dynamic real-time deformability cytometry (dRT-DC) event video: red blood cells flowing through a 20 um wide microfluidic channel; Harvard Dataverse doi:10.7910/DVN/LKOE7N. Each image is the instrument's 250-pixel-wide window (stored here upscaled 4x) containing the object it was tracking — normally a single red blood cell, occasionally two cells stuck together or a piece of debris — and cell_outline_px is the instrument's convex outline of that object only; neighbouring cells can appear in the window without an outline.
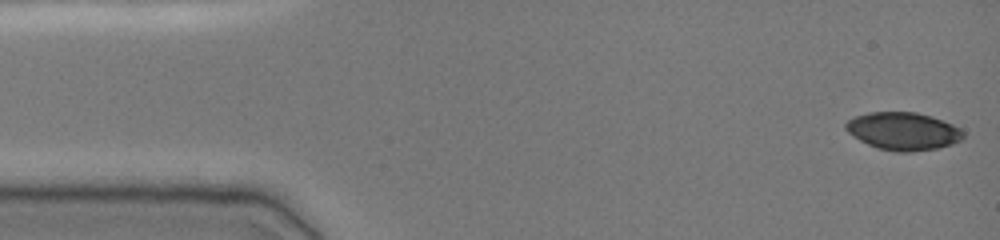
{"species": "common noctule bat (a hibernating species)", "species_latin": "Nyctalus noctula", "temperature_condition": "cold", "stored_images_in_passage": 49, "camera_frame_rate_fps": 3000, "um_per_image_px": 0.085, "animal": {"sex": "female", "body_mass_g": 19.0, "forearm_length_mm": 51.5}, "frame": {"image": 1, "passage_image": 1, "time_ms": 0.0, "image_size_px": [1000, 240], "cell_outline_px": [[964, 136], [960, 140], [952, 144], [936, 148], [912, 152], [896, 152], [876, 148], [852, 136], [844, 128], [844, 124], [848, 120], [856, 116], [868, 112], [916, 112], [932, 116], [952, 124], [960, 128], [964, 132]], "centroid_in_image_um": [76.75, 11.15], "position_along_channel_um": 8.2, "area_um2": 25.95}}
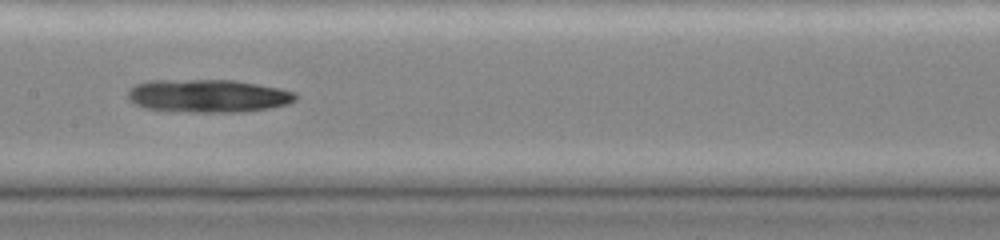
{"frame": {"image": 2, "passage_image": 24, "time_ms": 7.667, "image_size_px": [1000, 240], "cell_outline_px": [[300, 96], [296, 100], [288, 104], [268, 108], [236, 112], [192, 112], [144, 108], [128, 100], [128, 88], [136, 84], [148, 80], [236, 80], [280, 88], [296, 92]], "centroid_in_image_um": [17.7, 8.14], "position_along_channel_um": 189.7, "area_um2": 32.48}}
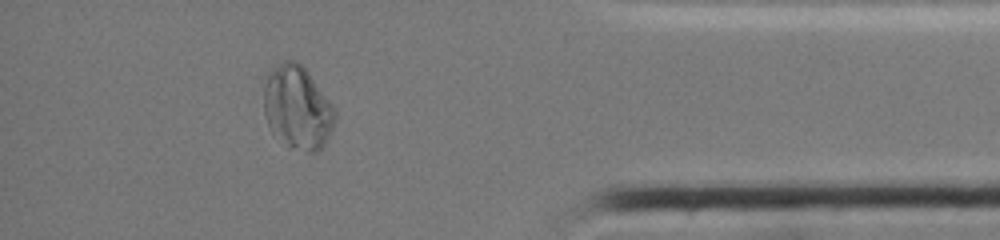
{"frame": {"image": 3, "passage_image": 43, "time_ms": 14.0, "image_size_px": [1000, 240], "cell_outline_px": [[336, 120], [324, 144], [316, 152], [308, 152], [288, 148], [268, 128], [264, 116], [264, 72], [268, 68], [284, 60], [296, 60], [308, 72], [332, 104], [336, 112]], "centroid_in_image_um": [25.22, 9.12], "position_along_channel_um": 410.0, "area_um2": 35.2}}